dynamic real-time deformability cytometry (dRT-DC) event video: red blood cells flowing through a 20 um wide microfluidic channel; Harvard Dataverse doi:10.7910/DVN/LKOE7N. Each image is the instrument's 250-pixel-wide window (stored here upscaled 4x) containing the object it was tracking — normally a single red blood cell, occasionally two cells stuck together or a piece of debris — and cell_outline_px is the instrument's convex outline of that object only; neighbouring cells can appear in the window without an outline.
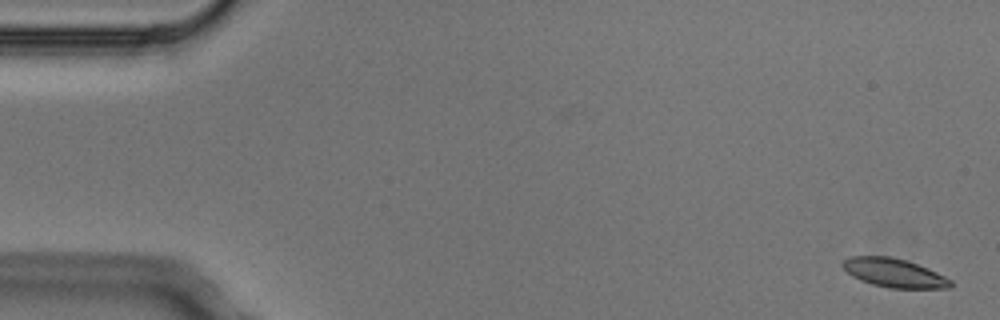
{"species": "Egyptian fruit bat (a non-hibernating species)", "species_latin": "Rousettus aegyptiacus", "temperature_condition": "cold", "stored_images_in_passage": 4, "camera_frame_rate_fps": 3000, "um_per_image_px": 0.085, "animal": {"sex": "male"}, "frame": {"image": 1, "passage_image": 1, "time_ms": 0.0, "image_size_px": [1000, 320], "cell_outline_px": [[952, 288], [888, 288], [872, 284], [860, 280], [852, 276], [840, 264], [844, 260], [852, 256], [888, 256], [904, 260], [928, 268], [952, 280]], "centroid_in_image_um": [75.99, 23.2], "position_along_channel_um": 9.0, "area_um2": 17.98}}